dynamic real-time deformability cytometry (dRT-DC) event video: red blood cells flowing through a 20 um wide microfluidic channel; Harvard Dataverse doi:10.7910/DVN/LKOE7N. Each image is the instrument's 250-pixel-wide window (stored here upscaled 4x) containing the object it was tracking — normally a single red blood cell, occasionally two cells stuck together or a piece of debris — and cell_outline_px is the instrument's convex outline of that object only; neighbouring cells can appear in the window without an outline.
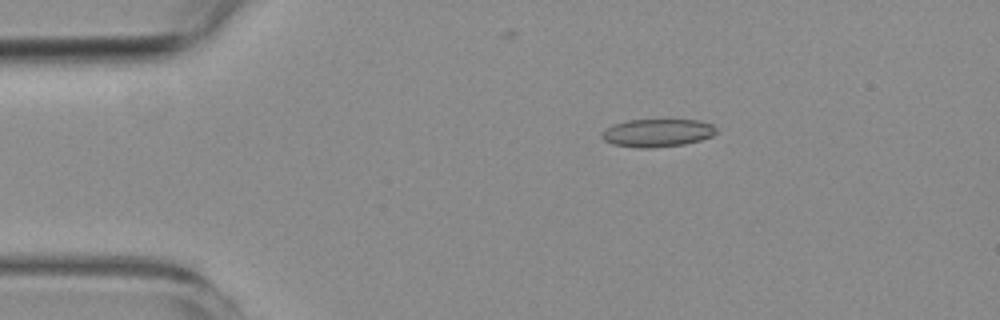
{"species": "common noctule bat (a hibernating species)", "species_latin": "Nyctalus noctula", "temperature_condition": "room temperature", "stored_images_in_passage": 5, "camera_frame_rate_fps": 3000, "um_per_image_px": 0.085, "animal": {"sex": "female", "body_mass_g": 19.3, "forearm_length_mm": 54.1}, "frame": {"image": 1, "passage_image": 3, "time_ms": 2.333, "image_size_px": [1000, 320], "cell_outline_px": [[716, 132], [712, 136], [700, 140], [684, 144], [648, 148], [636, 148], [612, 144], [604, 140], [600, 136], [604, 128], [612, 124], [628, 120], [700, 120], [712, 124], [716, 128]], "centroid_in_image_um": [55.83, 11.29], "position_along_channel_um": 29.2, "area_um2": 18.73}}